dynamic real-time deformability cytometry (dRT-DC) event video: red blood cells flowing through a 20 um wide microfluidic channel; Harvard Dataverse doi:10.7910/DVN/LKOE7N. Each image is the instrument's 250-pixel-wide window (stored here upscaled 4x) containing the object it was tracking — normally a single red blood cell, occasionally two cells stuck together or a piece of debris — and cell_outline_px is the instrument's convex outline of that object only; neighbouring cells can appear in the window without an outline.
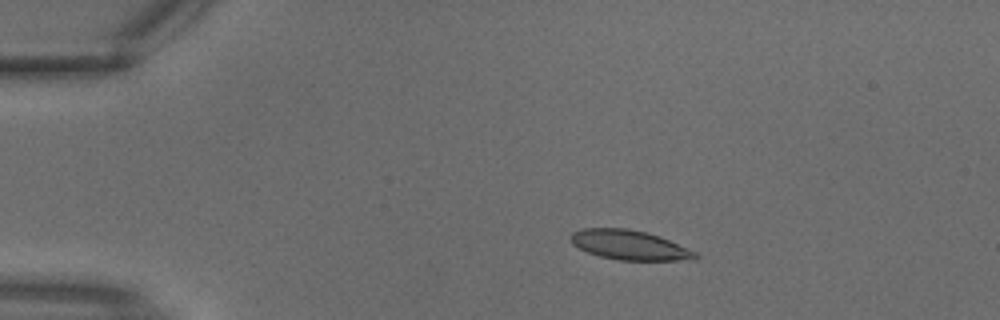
{"species": "common noctule bat (a hibernating species)", "species_latin": "Nyctalus noctula", "temperature_condition": "warm", "stored_images_in_passage": 2, "camera_frame_rate_fps": 3000, "um_per_image_px": 0.085, "animal": {"sex": "male", "body_mass_g": 18.8}, "frame": {"image": 1, "passage_image": 1, "time_ms": 0.0, "image_size_px": [1000, 320], "cell_outline_px": [[700, 256], [696, 260], [616, 260], [600, 256], [588, 252], [572, 244], [572, 232], [580, 228], [628, 228], [660, 236], [696, 252]], "centroid_in_image_um": [53.53, 20.83], "position_along_channel_um": 31.5, "area_um2": 21.44}}